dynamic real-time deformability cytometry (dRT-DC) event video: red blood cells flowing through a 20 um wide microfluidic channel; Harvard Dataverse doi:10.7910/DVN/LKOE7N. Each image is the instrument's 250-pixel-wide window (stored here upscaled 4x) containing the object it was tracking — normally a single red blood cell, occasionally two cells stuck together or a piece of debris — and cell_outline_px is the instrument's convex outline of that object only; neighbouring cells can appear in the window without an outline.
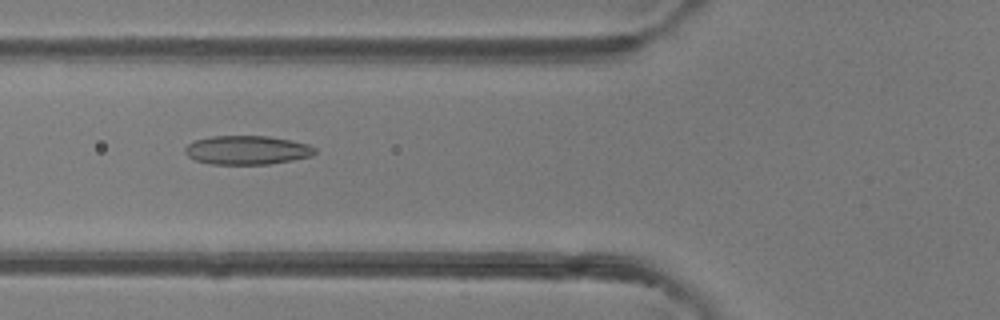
{"species": "common noctule bat (a hibernating species)", "species_latin": "Nyctalus noctula", "temperature_condition": "room temperature", "stored_images_in_passage": 38, "camera_frame_rate_fps": 3000, "um_per_image_px": 0.085, "animal": {"sex": "female"}, "frame": {"image": 1, "passage_image": 9, "time_ms": 2.667, "image_size_px": [1000, 320], "cell_outline_px": [[316, 152], [312, 156], [292, 160], [268, 164], [212, 164], [196, 160], [188, 156], [184, 152], [184, 148], [188, 144], [196, 140], [212, 136], [268, 136], [308, 144], [316, 148]], "centroid_in_image_um": [21.0, 12.76], "position_along_channel_um": 104.8, "area_um2": 21.73}}
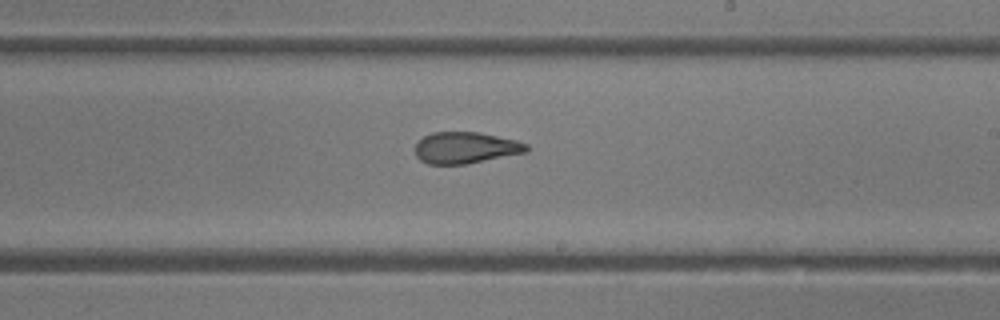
{"frame": {"image": 2, "passage_image": 19, "time_ms": 6.0, "image_size_px": [1000, 320], "cell_outline_px": [[528, 152], [468, 164], [428, 164], [420, 160], [416, 156], [416, 144], [424, 136], [432, 132], [480, 132], [516, 140], [528, 144]], "centroid_in_image_um": [39.6, 12.56], "position_along_channel_um": 249.4, "area_um2": 20.52}}
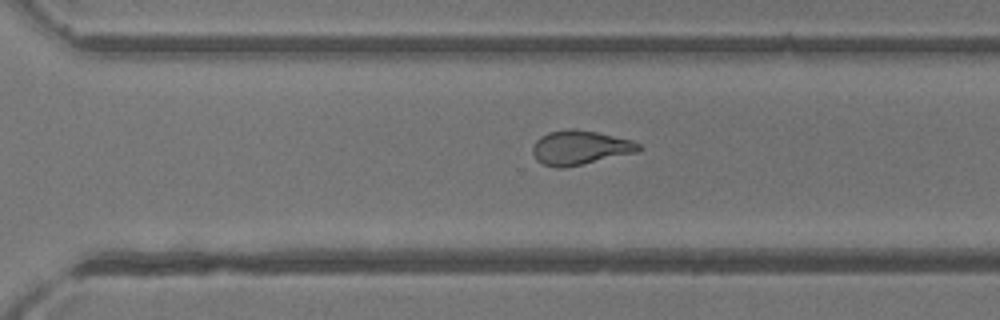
{"frame": {"image": 3, "passage_image": 24, "time_ms": 7.667, "image_size_px": [1000, 320], "cell_outline_px": [[644, 148], [636, 152], [564, 168], [556, 168], [544, 164], [536, 160], [532, 152], [532, 144], [540, 136], [548, 132], [568, 128], [572, 128], [596, 132], [632, 140], [640, 144]], "centroid_in_image_um": [49.27, 12.54], "position_along_channel_um": 321.3, "area_um2": 21.21}, "authors_computed_cell_mechanics": {"area_um2": 20.9525, "velocity_mm_per_s": 4.3363, "shape_relaxation_time_tau1_ms": 8.0473, "shape_relaxation_time_tau2_ms": 1.6083, "deformation_change_tau1": 0.2097, "deformation_change_tau2": 0.105}}